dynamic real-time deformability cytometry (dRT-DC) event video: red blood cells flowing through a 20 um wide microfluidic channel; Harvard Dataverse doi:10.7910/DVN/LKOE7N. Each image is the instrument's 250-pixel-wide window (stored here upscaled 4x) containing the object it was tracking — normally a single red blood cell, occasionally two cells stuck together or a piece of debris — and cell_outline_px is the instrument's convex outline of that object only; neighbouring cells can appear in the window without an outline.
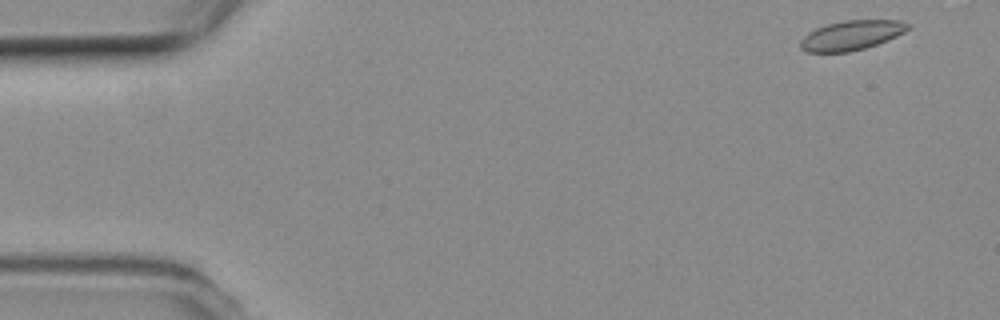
{"species": "common noctule bat (a hibernating species)", "species_latin": "Nyctalus noctula", "temperature_condition": "room temperature", "stored_images_in_passage": 7, "camera_frame_rate_fps": 3000, "um_per_image_px": 0.085, "animal": {"sex": "female", "body_mass_g": 19.3, "forearm_length_mm": 54.1}, "frame": {"image": 1, "passage_image": 1, "time_ms": 0.0, "image_size_px": [1000, 320], "cell_outline_px": [[912, 28], [896, 36], [876, 44], [864, 48], [848, 52], [808, 52], [800, 48], [800, 40], [808, 32], [816, 28], [828, 24], [844, 20], [900, 20], [912, 24]], "centroid_in_image_um": [72.39, 2.99], "position_along_channel_um": 12.6, "area_um2": 18.55}}
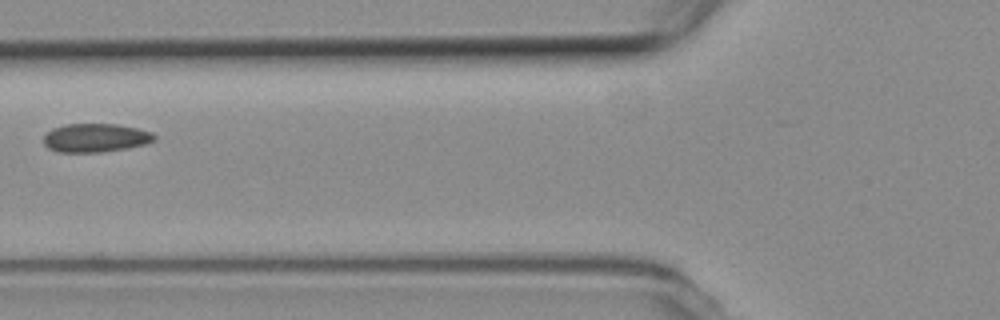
{"frame": {"image": 2, "passage_image": 6, "time_ms": 1.667, "image_size_px": [1000, 320], "cell_outline_px": [[156, 136], [152, 140], [144, 144], [124, 148], [100, 152], [56, 152], [48, 148], [44, 144], [44, 136], [52, 128], [64, 124], [116, 124], [136, 128], [152, 132]], "centroid_in_image_um": [8.06, 11.71], "position_along_channel_um": 117.7, "area_um2": 18.26}}
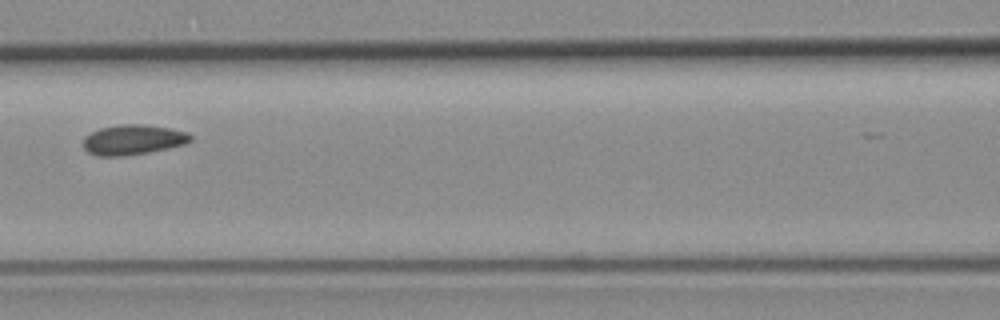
{"frame": {"image": 3, "passage_image": 7, "time_ms": 2.0, "image_size_px": [1000, 320], "cell_outline_px": [[192, 140], [184, 144], [168, 148], [148, 152], [124, 156], [96, 156], [88, 152], [84, 148], [84, 136], [100, 128], [120, 124], [144, 124], [168, 128], [184, 132], [192, 136]], "centroid_in_image_um": [11.27, 11.88], "position_along_channel_um": 155.3, "area_um2": 18.67}}